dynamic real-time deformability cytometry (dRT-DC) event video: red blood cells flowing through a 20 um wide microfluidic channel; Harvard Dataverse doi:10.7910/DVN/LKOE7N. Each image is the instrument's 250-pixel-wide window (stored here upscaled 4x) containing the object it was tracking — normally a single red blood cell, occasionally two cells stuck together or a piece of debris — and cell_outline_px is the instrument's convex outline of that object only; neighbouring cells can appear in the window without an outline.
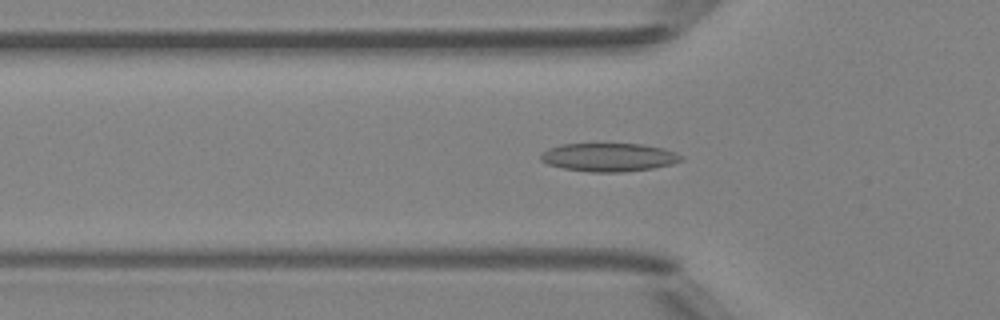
{"species": "Egyptian fruit bat (a non-hibernating species)", "species_latin": "Rousettus aegyptiacus", "temperature_condition": "room temperature", "stored_images_in_passage": 50, "camera_frame_rate_fps": 3000, "um_per_image_px": 0.085, "animal": {"sex": "female"}, "frame": {"image": 1, "passage_image": 17, "time_ms": 5.333, "image_size_px": [1000, 320], "cell_outline_px": [[684, 160], [672, 164], [652, 168], [624, 172], [592, 172], [564, 168], [548, 164], [540, 160], [540, 152], [548, 148], [560, 144], [640, 144], [660, 148], [676, 152], [684, 156]], "centroid_in_image_um": [51.74, 13.36], "position_along_channel_um": 74.1, "area_um2": 23.24}}
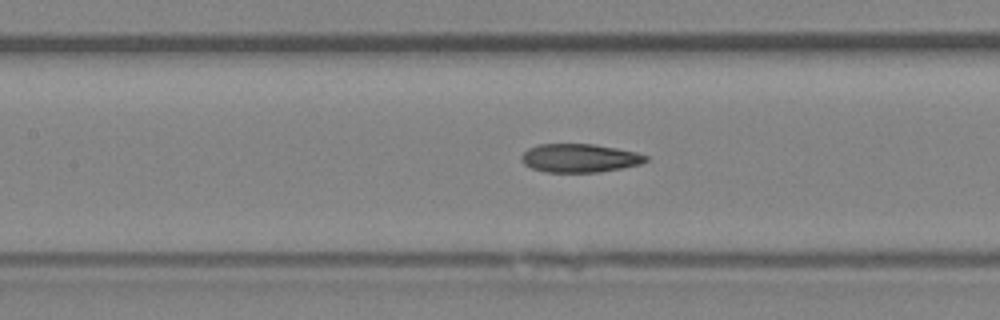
{"frame": {"image": 2, "passage_image": 23, "time_ms": 7.333, "image_size_px": [1000, 320], "cell_outline_px": [[648, 160], [640, 164], [600, 172], [544, 172], [532, 168], [524, 164], [520, 160], [520, 156], [528, 148], [540, 144], [592, 144], [616, 148], [636, 152], [648, 156]], "centroid_in_image_um": [49.24, 13.44], "position_along_channel_um": 158.2, "area_um2": 20.63}}
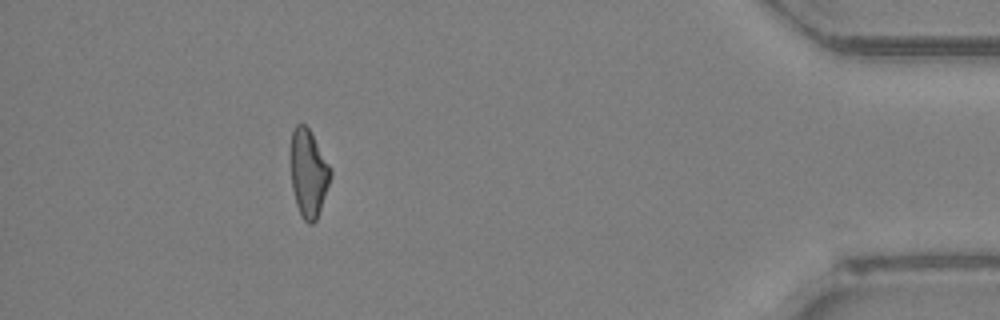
{"frame": {"image": 3, "passage_image": 45, "time_ms": 14.667, "image_size_px": [1000, 320], "cell_outline_px": [[332, 172], [316, 220], [312, 224], [308, 224], [300, 216], [296, 204], [292, 188], [288, 156], [288, 152], [292, 128], [296, 124], [304, 124], [308, 128], [332, 168]], "centroid_in_image_um": [26.16, 14.67], "position_along_channel_um": 409.0, "area_um2": 20.81}, "authors_computed_cell_mechanics": {"area_um2": 21.1259, "velocity_mm_per_s": 4.1952, "shape_relaxation_time_tau1_ms": null, "shape_relaxation_time_tau2_ms": 5.1342, "deformation_change_tau1": null, "deformation_change_tau2": 0.1401}}